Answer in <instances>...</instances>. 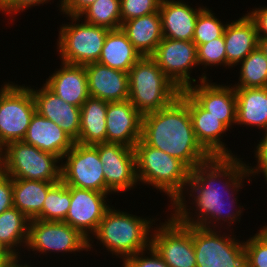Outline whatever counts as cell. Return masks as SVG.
I'll list each match as a JSON object with an SVG mask.
<instances>
[{
  "instance_id": "42",
  "label": "cell",
  "mask_w": 267,
  "mask_h": 267,
  "mask_svg": "<svg viewBox=\"0 0 267 267\" xmlns=\"http://www.w3.org/2000/svg\"><path fill=\"white\" fill-rule=\"evenodd\" d=\"M97 0H59L60 10L63 12L62 14H66L68 16H79V14L87 8L89 5L94 3Z\"/></svg>"
},
{
  "instance_id": "43",
  "label": "cell",
  "mask_w": 267,
  "mask_h": 267,
  "mask_svg": "<svg viewBox=\"0 0 267 267\" xmlns=\"http://www.w3.org/2000/svg\"><path fill=\"white\" fill-rule=\"evenodd\" d=\"M247 14L255 24L258 37H267V7L255 8Z\"/></svg>"
},
{
  "instance_id": "9",
  "label": "cell",
  "mask_w": 267,
  "mask_h": 267,
  "mask_svg": "<svg viewBox=\"0 0 267 267\" xmlns=\"http://www.w3.org/2000/svg\"><path fill=\"white\" fill-rule=\"evenodd\" d=\"M36 112L31 87L13 85L0 99V146L25 138Z\"/></svg>"
},
{
  "instance_id": "47",
  "label": "cell",
  "mask_w": 267,
  "mask_h": 267,
  "mask_svg": "<svg viewBox=\"0 0 267 267\" xmlns=\"http://www.w3.org/2000/svg\"><path fill=\"white\" fill-rule=\"evenodd\" d=\"M15 258H0V267H5L8 263L12 262Z\"/></svg>"
},
{
  "instance_id": "3",
  "label": "cell",
  "mask_w": 267,
  "mask_h": 267,
  "mask_svg": "<svg viewBox=\"0 0 267 267\" xmlns=\"http://www.w3.org/2000/svg\"><path fill=\"white\" fill-rule=\"evenodd\" d=\"M154 221L110 207L92 235L106 247V250L112 255L122 257L123 261L138 252H147L151 245L149 233H152L151 226Z\"/></svg>"
},
{
  "instance_id": "13",
  "label": "cell",
  "mask_w": 267,
  "mask_h": 267,
  "mask_svg": "<svg viewBox=\"0 0 267 267\" xmlns=\"http://www.w3.org/2000/svg\"><path fill=\"white\" fill-rule=\"evenodd\" d=\"M150 57L180 91L197 81L190 77V70L199 65L193 41L163 38Z\"/></svg>"
},
{
  "instance_id": "15",
  "label": "cell",
  "mask_w": 267,
  "mask_h": 267,
  "mask_svg": "<svg viewBox=\"0 0 267 267\" xmlns=\"http://www.w3.org/2000/svg\"><path fill=\"white\" fill-rule=\"evenodd\" d=\"M107 195L108 193L95 190L70 187L71 204L63 222L77 229L88 239V249L90 250L93 248L91 244L93 241L89 234L96 231L104 214L110 208L105 200Z\"/></svg>"
},
{
  "instance_id": "37",
  "label": "cell",
  "mask_w": 267,
  "mask_h": 267,
  "mask_svg": "<svg viewBox=\"0 0 267 267\" xmlns=\"http://www.w3.org/2000/svg\"><path fill=\"white\" fill-rule=\"evenodd\" d=\"M161 0H120L121 24L159 11Z\"/></svg>"
},
{
  "instance_id": "25",
  "label": "cell",
  "mask_w": 267,
  "mask_h": 267,
  "mask_svg": "<svg viewBox=\"0 0 267 267\" xmlns=\"http://www.w3.org/2000/svg\"><path fill=\"white\" fill-rule=\"evenodd\" d=\"M121 29L142 57L151 56L163 39L159 11L125 21Z\"/></svg>"
},
{
  "instance_id": "18",
  "label": "cell",
  "mask_w": 267,
  "mask_h": 267,
  "mask_svg": "<svg viewBox=\"0 0 267 267\" xmlns=\"http://www.w3.org/2000/svg\"><path fill=\"white\" fill-rule=\"evenodd\" d=\"M31 92L36 112L55 122L77 142L80 133V107L65 102L45 84L39 90L31 89Z\"/></svg>"
},
{
  "instance_id": "44",
  "label": "cell",
  "mask_w": 267,
  "mask_h": 267,
  "mask_svg": "<svg viewBox=\"0 0 267 267\" xmlns=\"http://www.w3.org/2000/svg\"><path fill=\"white\" fill-rule=\"evenodd\" d=\"M258 47L267 57V37H258Z\"/></svg>"
},
{
  "instance_id": "33",
  "label": "cell",
  "mask_w": 267,
  "mask_h": 267,
  "mask_svg": "<svg viewBox=\"0 0 267 267\" xmlns=\"http://www.w3.org/2000/svg\"><path fill=\"white\" fill-rule=\"evenodd\" d=\"M70 204V186H67L61 180L48 191L41 211V220L53 222L64 221L68 214Z\"/></svg>"
},
{
  "instance_id": "30",
  "label": "cell",
  "mask_w": 267,
  "mask_h": 267,
  "mask_svg": "<svg viewBox=\"0 0 267 267\" xmlns=\"http://www.w3.org/2000/svg\"><path fill=\"white\" fill-rule=\"evenodd\" d=\"M29 221L14 207L0 214V242L16 258L20 256L15 248L27 246Z\"/></svg>"
},
{
  "instance_id": "24",
  "label": "cell",
  "mask_w": 267,
  "mask_h": 267,
  "mask_svg": "<svg viewBox=\"0 0 267 267\" xmlns=\"http://www.w3.org/2000/svg\"><path fill=\"white\" fill-rule=\"evenodd\" d=\"M223 37L228 68L237 66L258 46L257 30L248 14L232 23L227 22Z\"/></svg>"
},
{
  "instance_id": "20",
  "label": "cell",
  "mask_w": 267,
  "mask_h": 267,
  "mask_svg": "<svg viewBox=\"0 0 267 267\" xmlns=\"http://www.w3.org/2000/svg\"><path fill=\"white\" fill-rule=\"evenodd\" d=\"M188 109L192 127L201 146L212 157H235L220 139L223 137L221 134L228 131V127L219 118L204 110L189 94Z\"/></svg>"
},
{
  "instance_id": "6",
  "label": "cell",
  "mask_w": 267,
  "mask_h": 267,
  "mask_svg": "<svg viewBox=\"0 0 267 267\" xmlns=\"http://www.w3.org/2000/svg\"><path fill=\"white\" fill-rule=\"evenodd\" d=\"M3 173L12 178L60 182V158L21 141H12L2 148Z\"/></svg>"
},
{
  "instance_id": "36",
  "label": "cell",
  "mask_w": 267,
  "mask_h": 267,
  "mask_svg": "<svg viewBox=\"0 0 267 267\" xmlns=\"http://www.w3.org/2000/svg\"><path fill=\"white\" fill-rule=\"evenodd\" d=\"M262 227L257 234L244 241L248 267H267V225Z\"/></svg>"
},
{
  "instance_id": "40",
  "label": "cell",
  "mask_w": 267,
  "mask_h": 267,
  "mask_svg": "<svg viewBox=\"0 0 267 267\" xmlns=\"http://www.w3.org/2000/svg\"><path fill=\"white\" fill-rule=\"evenodd\" d=\"M13 178L0 174V214L13 208Z\"/></svg>"
},
{
  "instance_id": "26",
  "label": "cell",
  "mask_w": 267,
  "mask_h": 267,
  "mask_svg": "<svg viewBox=\"0 0 267 267\" xmlns=\"http://www.w3.org/2000/svg\"><path fill=\"white\" fill-rule=\"evenodd\" d=\"M236 124L267 130V87L235 88Z\"/></svg>"
},
{
  "instance_id": "48",
  "label": "cell",
  "mask_w": 267,
  "mask_h": 267,
  "mask_svg": "<svg viewBox=\"0 0 267 267\" xmlns=\"http://www.w3.org/2000/svg\"><path fill=\"white\" fill-rule=\"evenodd\" d=\"M13 84L10 83H5V85H3V87L1 86L0 89V99L2 97V95L12 86Z\"/></svg>"
},
{
  "instance_id": "19",
  "label": "cell",
  "mask_w": 267,
  "mask_h": 267,
  "mask_svg": "<svg viewBox=\"0 0 267 267\" xmlns=\"http://www.w3.org/2000/svg\"><path fill=\"white\" fill-rule=\"evenodd\" d=\"M90 97L108 102L129 99V74L98 62L85 65Z\"/></svg>"
},
{
  "instance_id": "16",
  "label": "cell",
  "mask_w": 267,
  "mask_h": 267,
  "mask_svg": "<svg viewBox=\"0 0 267 267\" xmlns=\"http://www.w3.org/2000/svg\"><path fill=\"white\" fill-rule=\"evenodd\" d=\"M199 80V85H191L185 91L204 110L219 118L228 128L236 124L235 88L231 85L211 83L205 73L199 77Z\"/></svg>"
},
{
  "instance_id": "8",
  "label": "cell",
  "mask_w": 267,
  "mask_h": 267,
  "mask_svg": "<svg viewBox=\"0 0 267 267\" xmlns=\"http://www.w3.org/2000/svg\"><path fill=\"white\" fill-rule=\"evenodd\" d=\"M197 267H248L244 242L216 229L192 226Z\"/></svg>"
},
{
  "instance_id": "1",
  "label": "cell",
  "mask_w": 267,
  "mask_h": 267,
  "mask_svg": "<svg viewBox=\"0 0 267 267\" xmlns=\"http://www.w3.org/2000/svg\"><path fill=\"white\" fill-rule=\"evenodd\" d=\"M246 177H249L247 165L236 156L212 157L210 160L191 170L189 181L186 186V192H190L189 196H194V198L192 197L194 202L191 204H195L194 206L196 209H193L197 210V212L195 211L196 215H194L197 218H193L190 208H187L186 196H181L172 205V209H174L172 215L184 225L199 226L208 229H210L212 225L214 229L216 228L214 224L218 221L221 222V219L225 222L229 221L228 224L232 225V223L238 220L237 217L240 216L242 212L240 206L238 207L240 208L238 211L232 212V207H235L233 204L236 203L237 205V202H235L237 198H235L234 192L240 191L239 188H241L243 180ZM221 179H225L223 180L225 183H222ZM219 184H222L220 187H223L220 188ZM225 193L226 195H230H227L228 197L226 196V199H224ZM226 201L230 202L228 203V206L230 205L229 207H227ZM226 207L227 209H231L227 210L225 209ZM224 210H226V212Z\"/></svg>"
},
{
  "instance_id": "28",
  "label": "cell",
  "mask_w": 267,
  "mask_h": 267,
  "mask_svg": "<svg viewBox=\"0 0 267 267\" xmlns=\"http://www.w3.org/2000/svg\"><path fill=\"white\" fill-rule=\"evenodd\" d=\"M142 56L121 29L109 30L98 63L129 73Z\"/></svg>"
},
{
  "instance_id": "2",
  "label": "cell",
  "mask_w": 267,
  "mask_h": 267,
  "mask_svg": "<svg viewBox=\"0 0 267 267\" xmlns=\"http://www.w3.org/2000/svg\"><path fill=\"white\" fill-rule=\"evenodd\" d=\"M140 139L179 159L190 170L212 158L196 138L185 90L165 108L143 115Z\"/></svg>"
},
{
  "instance_id": "21",
  "label": "cell",
  "mask_w": 267,
  "mask_h": 267,
  "mask_svg": "<svg viewBox=\"0 0 267 267\" xmlns=\"http://www.w3.org/2000/svg\"><path fill=\"white\" fill-rule=\"evenodd\" d=\"M204 8L194 9L182 0H161L159 14L163 38L192 41L197 17Z\"/></svg>"
},
{
  "instance_id": "10",
  "label": "cell",
  "mask_w": 267,
  "mask_h": 267,
  "mask_svg": "<svg viewBox=\"0 0 267 267\" xmlns=\"http://www.w3.org/2000/svg\"><path fill=\"white\" fill-rule=\"evenodd\" d=\"M151 233V247L169 267H197L192 226L181 224L173 215Z\"/></svg>"
},
{
  "instance_id": "29",
  "label": "cell",
  "mask_w": 267,
  "mask_h": 267,
  "mask_svg": "<svg viewBox=\"0 0 267 267\" xmlns=\"http://www.w3.org/2000/svg\"><path fill=\"white\" fill-rule=\"evenodd\" d=\"M108 101L89 97L80 108V133L77 143L94 145L106 142Z\"/></svg>"
},
{
  "instance_id": "34",
  "label": "cell",
  "mask_w": 267,
  "mask_h": 267,
  "mask_svg": "<svg viewBox=\"0 0 267 267\" xmlns=\"http://www.w3.org/2000/svg\"><path fill=\"white\" fill-rule=\"evenodd\" d=\"M226 25L209 8H204L198 15L194 30L193 43L198 46L221 37Z\"/></svg>"
},
{
  "instance_id": "17",
  "label": "cell",
  "mask_w": 267,
  "mask_h": 267,
  "mask_svg": "<svg viewBox=\"0 0 267 267\" xmlns=\"http://www.w3.org/2000/svg\"><path fill=\"white\" fill-rule=\"evenodd\" d=\"M143 115L130 100L108 102L106 111V142L134 148L141 138Z\"/></svg>"
},
{
  "instance_id": "31",
  "label": "cell",
  "mask_w": 267,
  "mask_h": 267,
  "mask_svg": "<svg viewBox=\"0 0 267 267\" xmlns=\"http://www.w3.org/2000/svg\"><path fill=\"white\" fill-rule=\"evenodd\" d=\"M240 63L239 82L234 88L267 87V57L258 46Z\"/></svg>"
},
{
  "instance_id": "14",
  "label": "cell",
  "mask_w": 267,
  "mask_h": 267,
  "mask_svg": "<svg viewBox=\"0 0 267 267\" xmlns=\"http://www.w3.org/2000/svg\"><path fill=\"white\" fill-rule=\"evenodd\" d=\"M100 161L103 163L105 193L125 192L138 184L134 148L119 143H97Z\"/></svg>"
},
{
  "instance_id": "39",
  "label": "cell",
  "mask_w": 267,
  "mask_h": 267,
  "mask_svg": "<svg viewBox=\"0 0 267 267\" xmlns=\"http://www.w3.org/2000/svg\"><path fill=\"white\" fill-rule=\"evenodd\" d=\"M265 135L263 136V139L259 141V144H257V147L255 148V157L257 158V165L252 168L249 165L247 166L248 173L250 175L255 176L256 174L262 172L264 175V178L267 182V130L264 131ZM255 168V169H254Z\"/></svg>"
},
{
  "instance_id": "41",
  "label": "cell",
  "mask_w": 267,
  "mask_h": 267,
  "mask_svg": "<svg viewBox=\"0 0 267 267\" xmlns=\"http://www.w3.org/2000/svg\"><path fill=\"white\" fill-rule=\"evenodd\" d=\"M50 0H0V11L8 14L22 12L32 6L48 3Z\"/></svg>"
},
{
  "instance_id": "7",
  "label": "cell",
  "mask_w": 267,
  "mask_h": 267,
  "mask_svg": "<svg viewBox=\"0 0 267 267\" xmlns=\"http://www.w3.org/2000/svg\"><path fill=\"white\" fill-rule=\"evenodd\" d=\"M69 17L72 22L60 27L57 40L62 62L82 66L98 62L109 29L85 21L76 24L73 21L80 22V18Z\"/></svg>"
},
{
  "instance_id": "22",
  "label": "cell",
  "mask_w": 267,
  "mask_h": 267,
  "mask_svg": "<svg viewBox=\"0 0 267 267\" xmlns=\"http://www.w3.org/2000/svg\"><path fill=\"white\" fill-rule=\"evenodd\" d=\"M23 141L57 156L63 162L64 155L74 146L75 141L55 122L37 112L31 118Z\"/></svg>"
},
{
  "instance_id": "27",
  "label": "cell",
  "mask_w": 267,
  "mask_h": 267,
  "mask_svg": "<svg viewBox=\"0 0 267 267\" xmlns=\"http://www.w3.org/2000/svg\"><path fill=\"white\" fill-rule=\"evenodd\" d=\"M58 182L13 178V205L29 220H41V211L48 191Z\"/></svg>"
},
{
  "instance_id": "38",
  "label": "cell",
  "mask_w": 267,
  "mask_h": 267,
  "mask_svg": "<svg viewBox=\"0 0 267 267\" xmlns=\"http://www.w3.org/2000/svg\"><path fill=\"white\" fill-rule=\"evenodd\" d=\"M148 255L141 251L123 260V267H169L157 252L150 246ZM144 253V254H143Z\"/></svg>"
},
{
  "instance_id": "11",
  "label": "cell",
  "mask_w": 267,
  "mask_h": 267,
  "mask_svg": "<svg viewBox=\"0 0 267 267\" xmlns=\"http://www.w3.org/2000/svg\"><path fill=\"white\" fill-rule=\"evenodd\" d=\"M64 158L65 163L61 162V180L67 186L105 193L103 163L94 145L75 142Z\"/></svg>"
},
{
  "instance_id": "45",
  "label": "cell",
  "mask_w": 267,
  "mask_h": 267,
  "mask_svg": "<svg viewBox=\"0 0 267 267\" xmlns=\"http://www.w3.org/2000/svg\"><path fill=\"white\" fill-rule=\"evenodd\" d=\"M0 258H16V257H14L0 242Z\"/></svg>"
},
{
  "instance_id": "49",
  "label": "cell",
  "mask_w": 267,
  "mask_h": 267,
  "mask_svg": "<svg viewBox=\"0 0 267 267\" xmlns=\"http://www.w3.org/2000/svg\"><path fill=\"white\" fill-rule=\"evenodd\" d=\"M3 172L2 147L0 146V174Z\"/></svg>"
},
{
  "instance_id": "35",
  "label": "cell",
  "mask_w": 267,
  "mask_h": 267,
  "mask_svg": "<svg viewBox=\"0 0 267 267\" xmlns=\"http://www.w3.org/2000/svg\"><path fill=\"white\" fill-rule=\"evenodd\" d=\"M197 60L199 65L225 66L227 67V56L223 35L209 43L197 46Z\"/></svg>"
},
{
  "instance_id": "5",
  "label": "cell",
  "mask_w": 267,
  "mask_h": 267,
  "mask_svg": "<svg viewBox=\"0 0 267 267\" xmlns=\"http://www.w3.org/2000/svg\"><path fill=\"white\" fill-rule=\"evenodd\" d=\"M129 100L142 114L168 106L180 90L150 57H141L129 70Z\"/></svg>"
},
{
  "instance_id": "46",
  "label": "cell",
  "mask_w": 267,
  "mask_h": 267,
  "mask_svg": "<svg viewBox=\"0 0 267 267\" xmlns=\"http://www.w3.org/2000/svg\"><path fill=\"white\" fill-rule=\"evenodd\" d=\"M20 261L19 258H15L12 262L8 263L5 267H31L28 266L27 264H19L18 262Z\"/></svg>"
},
{
  "instance_id": "32",
  "label": "cell",
  "mask_w": 267,
  "mask_h": 267,
  "mask_svg": "<svg viewBox=\"0 0 267 267\" xmlns=\"http://www.w3.org/2000/svg\"><path fill=\"white\" fill-rule=\"evenodd\" d=\"M82 16L89 24L109 30L119 29L122 25L120 0H97L85 8L78 17L82 18Z\"/></svg>"
},
{
  "instance_id": "4",
  "label": "cell",
  "mask_w": 267,
  "mask_h": 267,
  "mask_svg": "<svg viewBox=\"0 0 267 267\" xmlns=\"http://www.w3.org/2000/svg\"><path fill=\"white\" fill-rule=\"evenodd\" d=\"M134 152L139 184H150L164 192L171 198L172 205L184 195L191 170L182 161L146 145L141 139L136 143Z\"/></svg>"
},
{
  "instance_id": "23",
  "label": "cell",
  "mask_w": 267,
  "mask_h": 267,
  "mask_svg": "<svg viewBox=\"0 0 267 267\" xmlns=\"http://www.w3.org/2000/svg\"><path fill=\"white\" fill-rule=\"evenodd\" d=\"M61 63L63 67L52 73L44 84L65 102L81 108L90 97L85 66Z\"/></svg>"
},
{
  "instance_id": "12",
  "label": "cell",
  "mask_w": 267,
  "mask_h": 267,
  "mask_svg": "<svg viewBox=\"0 0 267 267\" xmlns=\"http://www.w3.org/2000/svg\"><path fill=\"white\" fill-rule=\"evenodd\" d=\"M27 249L41 252H79L88 251V239L77 229L60 221H42L33 219L29 221ZM50 251V252H49ZM65 251V252H64Z\"/></svg>"
}]
</instances>
